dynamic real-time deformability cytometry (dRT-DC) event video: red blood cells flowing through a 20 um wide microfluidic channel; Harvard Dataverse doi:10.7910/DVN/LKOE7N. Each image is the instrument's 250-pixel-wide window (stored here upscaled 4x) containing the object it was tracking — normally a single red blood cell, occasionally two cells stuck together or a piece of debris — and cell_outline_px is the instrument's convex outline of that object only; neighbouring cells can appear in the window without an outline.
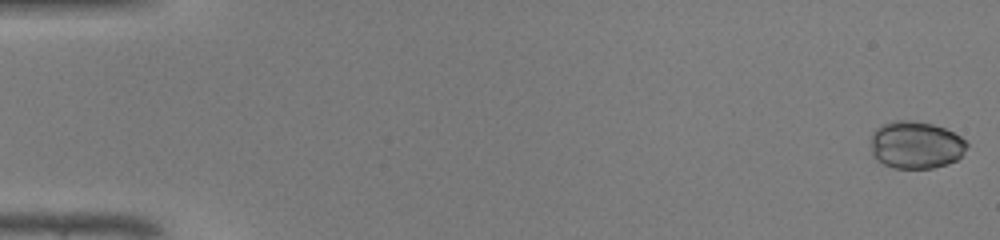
{"species": "common noctule bat (a hibernating species)", "species_latin": "Nyctalus noctula", "temperature_condition": "warm", "stored_images_in_passage": 47, "camera_frame_rate_fps": 3000, "um_per_image_px": 0.085, "animal": {"sex": "male", "body_mass_g": 19.0, "forearm_length_mm": 50.8}, "frame": {"image": 1, "passage_image": 1, "time_ms": 0.0, "image_size_px": [1000, 240], "cell_outline_px": [[968, 144], [964, 152], [956, 160], [948, 164], [932, 168], [892, 168], [876, 160], [872, 156], [872, 132], [876, 128], [884, 124], [896, 120], [912, 120], [932, 124], [944, 128], [960, 136]], "centroid_in_image_um": [77.83, 12.33], "position_along_channel_um": 7.2, "area_um2": 26.53}}
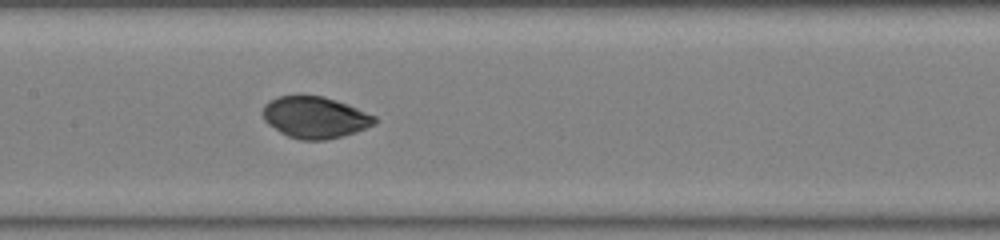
{"frame": {"image": 2, "passage_image": 24, "time_ms": 7.667, "image_size_px": [1000, 240], "cell_outline_px": [[376, 124], [356, 132], [324, 140], [300, 140], [288, 136], [280, 132], [268, 124], [264, 120], [260, 112], [264, 104], [268, 100], [280, 96], [300, 92], [324, 96], [348, 104], [376, 116]], "centroid_in_image_um": [26.72, 9.93], "position_along_channel_um": 180.7, "area_um2": 27.86}}
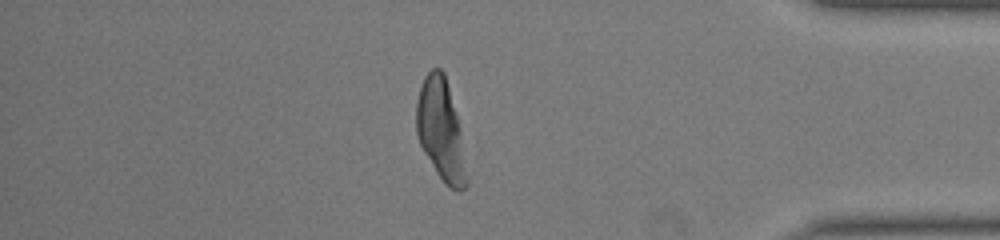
{"frame": {"image": 3, "passage_image": 41, "time_ms": 13.333, "image_size_px": [1000, 240], "cell_outline_px": [[468, 184], [460, 192], [456, 192], [448, 188], [444, 184], [436, 172], [424, 152], [420, 144], [416, 132], [416, 100], [424, 76], [432, 68], [440, 68], [444, 72], [460, 128], [468, 176]], "centroid_in_image_um": [37.47, 11.11], "position_along_channel_um": 397.7, "area_um2": 29.82}, "authors_computed_cell_mechanics": {"area_um2": 27.5706, "velocity_mm_per_s": 4.3335, "shape_relaxation_time_tau1_ms": 9.0157, "shape_relaxation_time_tau2_ms": null, "deformation_change_tau1": 0.119, "deformation_change_tau2": null}}